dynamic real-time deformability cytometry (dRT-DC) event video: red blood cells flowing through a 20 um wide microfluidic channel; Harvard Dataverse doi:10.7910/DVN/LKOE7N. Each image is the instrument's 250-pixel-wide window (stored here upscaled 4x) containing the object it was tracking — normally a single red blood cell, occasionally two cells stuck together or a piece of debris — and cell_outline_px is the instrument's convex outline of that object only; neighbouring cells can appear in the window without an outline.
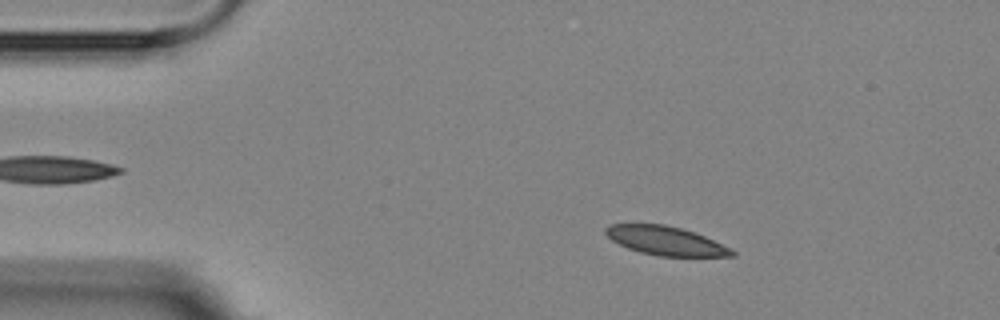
{"species": "Egyptian fruit bat (a non-hibernating species)", "species_latin": "Rousettus aegyptiacus", "temperature_condition": "room temperature", "stored_images_in_passage": 4, "camera_frame_rate_fps": 3000, "um_per_image_px": 0.085, "animal": {"sex": "female"}, "frame": {"image": 1, "passage_image": 3, "time_ms": 2.667, "image_size_px": [1000, 320], "cell_outline_px": [[736, 256], [660, 256], [640, 252], [628, 248], [612, 240], [604, 232], [604, 228], [608, 224], [664, 224], [680, 228], [704, 236], [732, 248], [736, 252]], "centroid_in_image_um": [56.58, 20.46], "position_along_channel_um": 28.4, "area_um2": 21.1}}